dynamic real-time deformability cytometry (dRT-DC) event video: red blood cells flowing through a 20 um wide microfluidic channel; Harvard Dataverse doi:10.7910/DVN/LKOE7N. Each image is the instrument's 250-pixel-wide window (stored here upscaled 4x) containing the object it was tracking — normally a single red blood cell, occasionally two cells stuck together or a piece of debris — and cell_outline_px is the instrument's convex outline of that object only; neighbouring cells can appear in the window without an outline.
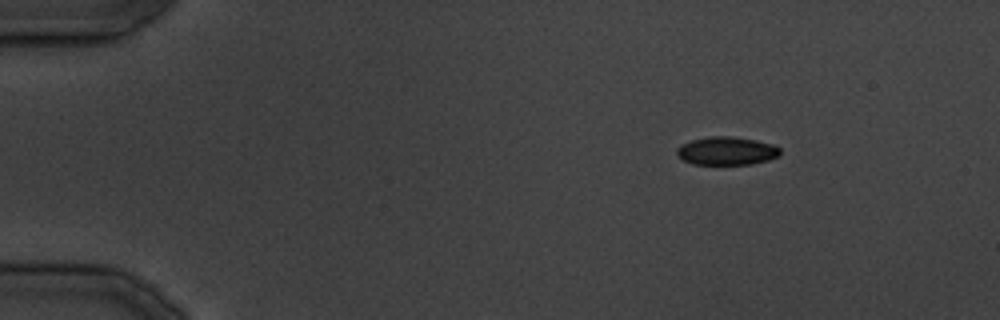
{"species": "common noctule bat (a hibernating species)", "species_latin": "Nyctalus noctula", "temperature_condition": "cold", "stored_images_in_passage": 5, "camera_frame_rate_fps": 3000, "um_per_image_px": 0.085, "animal": {"sex": "male", "body_mass_g": 19.5, "forearm_length_mm": 54.6}, "frame": {"image": 1, "passage_image": 1, "time_ms": 0.0, "image_size_px": [1000, 320], "cell_outline_px": [[780, 152], [776, 156], [768, 160], [752, 164], [692, 164], [684, 160], [676, 152], [676, 148], [680, 144], [692, 140], [708, 136], [732, 136], [756, 140], [776, 144], [780, 148]], "centroid_in_image_um": [61.77, 12.81], "position_along_channel_um": 23.2, "area_um2": 17.05}}